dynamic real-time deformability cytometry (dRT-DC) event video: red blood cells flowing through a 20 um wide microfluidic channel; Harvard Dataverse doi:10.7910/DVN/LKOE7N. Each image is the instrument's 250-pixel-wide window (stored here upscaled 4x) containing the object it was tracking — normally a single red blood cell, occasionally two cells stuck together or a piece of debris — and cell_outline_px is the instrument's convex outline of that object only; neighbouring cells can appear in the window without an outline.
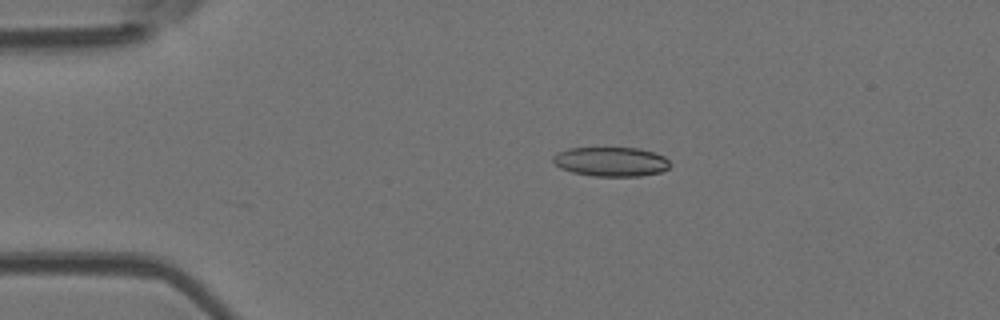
{"species": "Egyptian fruit bat (a non-hibernating species)", "species_latin": "Rousettus aegyptiacus", "temperature_condition": "room temperature", "stored_images_in_passage": 6, "camera_frame_rate_fps": 3000, "um_per_image_px": 0.085, "animal": {"sex": "female"}, "frame": {"image": 1, "passage_image": 4, "time_ms": 3.333, "image_size_px": [1000, 320], "cell_outline_px": [[668, 168], [660, 172], [640, 176], [592, 176], [572, 172], [560, 168], [552, 160], [552, 156], [556, 152], [568, 148], [640, 148], [664, 156], [668, 160]], "centroid_in_image_um": [51.89, 13.74], "position_along_channel_um": 33.1, "area_um2": 20.0}}
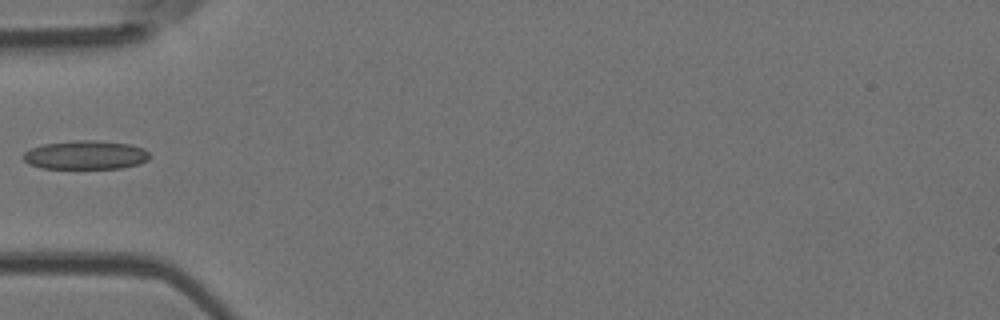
{"frame": {"image": 2, "passage_image": 6, "time_ms": 5.667, "image_size_px": [1000, 320], "cell_outline_px": [[148, 160], [140, 164], [120, 168], [40, 168], [28, 164], [24, 160], [24, 152], [32, 148], [44, 144], [76, 140], [96, 140], [128, 144], [144, 148], [148, 152]], "centroid_in_image_um": [7.28, 13.18], "position_along_channel_um": 77.7, "area_um2": 21.1}}